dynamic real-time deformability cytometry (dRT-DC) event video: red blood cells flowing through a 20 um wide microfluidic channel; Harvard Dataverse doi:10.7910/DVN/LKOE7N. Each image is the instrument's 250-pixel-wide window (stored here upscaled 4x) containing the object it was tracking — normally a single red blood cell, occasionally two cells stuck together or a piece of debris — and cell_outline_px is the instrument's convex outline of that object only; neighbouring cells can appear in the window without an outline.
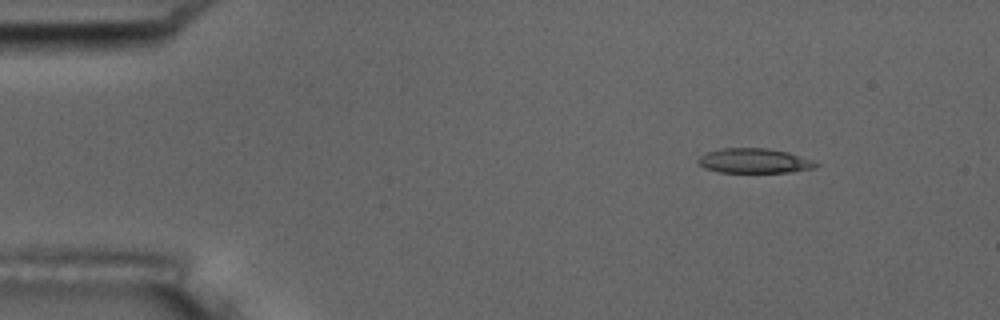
{"species": "common noctule bat (a hibernating species)", "species_latin": "Nyctalus noctula", "temperature_condition": "room temperature", "stored_images_in_passage": 4, "camera_frame_rate_fps": 3000, "um_per_image_px": 0.085, "animal": {"sex": "male", "body_mass_g": 17.5, "forearm_length_mm": 52.3}, "frame": {"image": 1, "passage_image": 1, "time_ms": 0.0, "image_size_px": [1000, 320], "cell_outline_px": [[820, 164], [816, 168], [792, 172], [716, 172], [704, 168], [696, 160], [700, 156], [708, 152], [724, 148], [768, 148], [788, 152], [812, 160]], "centroid_in_image_um": [64.13, 13.67], "position_along_channel_um": 20.9, "area_um2": 16.99}}